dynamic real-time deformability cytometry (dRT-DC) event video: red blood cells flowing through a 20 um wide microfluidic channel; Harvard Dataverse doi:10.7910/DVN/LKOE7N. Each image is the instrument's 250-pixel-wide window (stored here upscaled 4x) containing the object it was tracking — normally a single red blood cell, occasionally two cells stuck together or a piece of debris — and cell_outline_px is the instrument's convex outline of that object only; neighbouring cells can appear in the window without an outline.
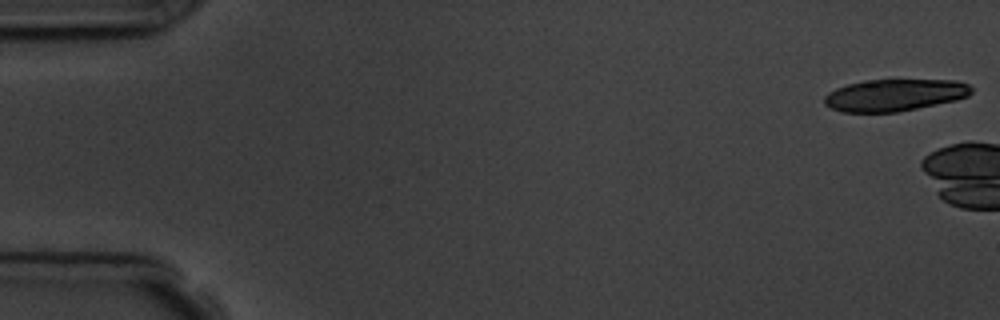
{"species": "common noctule bat (a hibernating species)", "species_latin": "Nyctalus noctula", "temperature_condition": "room temperature", "stored_images_in_passage": 2, "camera_frame_rate_fps": 3000, "um_per_image_px": 0.085, "animal": {"sex": "male", "body_mass_g": 19.5, "forearm_length_mm": 54.6}, "frame": {"image": 1, "passage_image": 1, "time_ms": 0.0, "image_size_px": [1000, 320], "cell_outline_px": [[972, 92], [968, 96], [956, 100], [896, 112], [844, 112], [832, 108], [824, 104], [824, 96], [828, 92], [836, 88], [848, 84], [864, 80], [956, 80], [968, 84], [972, 88]], "centroid_in_image_um": [76.03, 8.07], "position_along_channel_um": 9.0, "area_um2": 27.28}}